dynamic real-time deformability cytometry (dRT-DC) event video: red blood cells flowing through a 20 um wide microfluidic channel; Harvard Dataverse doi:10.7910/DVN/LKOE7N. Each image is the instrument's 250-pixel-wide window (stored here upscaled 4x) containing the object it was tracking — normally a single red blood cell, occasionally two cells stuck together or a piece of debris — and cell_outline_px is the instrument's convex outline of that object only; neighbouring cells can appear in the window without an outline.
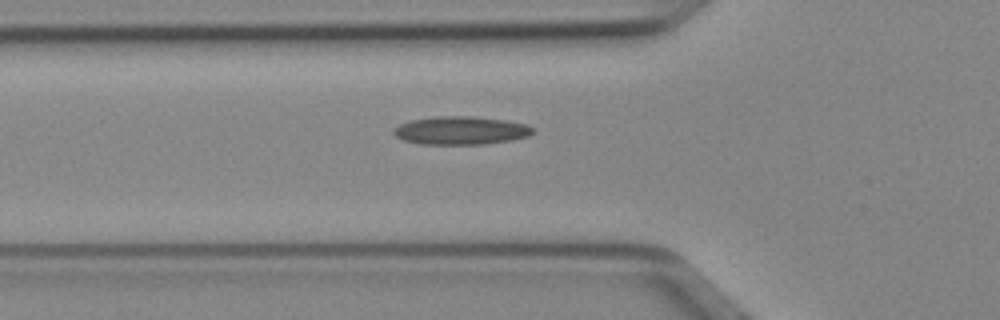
{"species": "Egyptian fruit bat (a non-hibernating species)", "species_latin": "Rousettus aegyptiacus", "temperature_condition": "cold", "stored_images_in_passage": 37, "camera_frame_rate_fps": 3000, "um_per_image_px": 0.085, "animal": {"sex": "female"}, "frame": {"image": 1, "passage_image": 8, "time_ms": 2.333, "image_size_px": [1000, 320], "cell_outline_px": [[532, 132], [528, 136], [508, 140], [484, 144], [420, 144], [404, 140], [396, 136], [392, 132], [392, 128], [400, 124], [412, 120], [436, 116], [472, 116], [504, 120], [524, 124], [532, 128]], "centroid_in_image_um": [39.1, 11.09], "position_along_channel_um": 86.7, "area_um2": 22.6}}
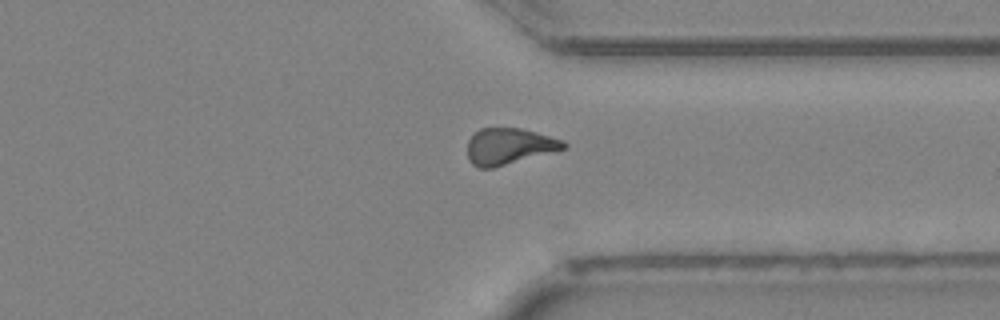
{"frame": {"image": 2, "passage_image": 29, "time_ms": 9.333, "image_size_px": [1000, 320], "cell_outline_px": [[568, 148], [492, 168], [480, 168], [472, 164], [468, 160], [468, 140], [480, 128], [520, 128], [536, 132], [564, 140], [568, 144]], "centroid_in_image_um": [43.29, 12.43], "position_along_channel_um": 368.1, "area_um2": 20.35}}
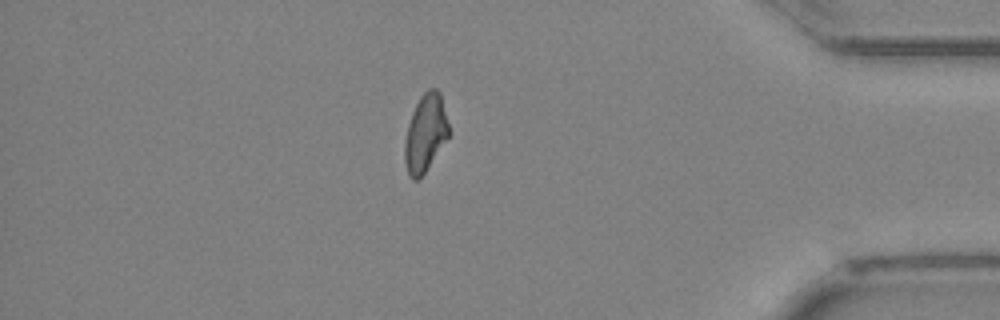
{"frame": {"image": 3, "passage_image": 34, "time_ms": 11.0, "image_size_px": [1000, 320], "cell_outline_px": [[448, 136], [424, 172], [416, 180], [412, 180], [408, 176], [404, 164], [404, 144], [408, 124], [412, 112], [420, 96], [428, 88], [436, 88], [440, 92], [448, 124]], "centroid_in_image_um": [36.12, 11.3], "position_along_channel_um": 399.1, "area_um2": 19.59}, "authors_computed_cell_mechanics": {"area_um2": 20.5768, "velocity_mm_per_s": 4.0196, "shape_relaxation_time_tau1_ms": null, "shape_relaxation_time_tau2_ms": 2.6876, "deformation_change_tau1": null, "deformation_change_tau2": 0.1072}}